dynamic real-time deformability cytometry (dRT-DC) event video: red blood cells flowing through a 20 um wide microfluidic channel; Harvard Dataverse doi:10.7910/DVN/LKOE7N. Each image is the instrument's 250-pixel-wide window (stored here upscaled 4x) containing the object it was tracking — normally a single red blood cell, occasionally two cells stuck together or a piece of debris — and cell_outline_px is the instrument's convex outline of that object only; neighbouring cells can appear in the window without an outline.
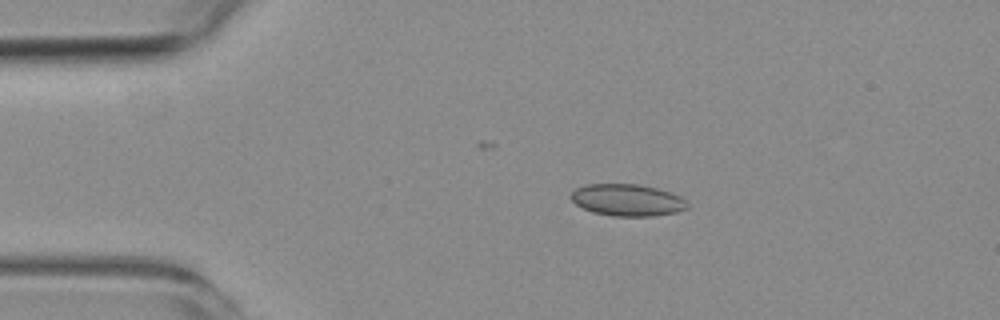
{"species": "common noctule bat (a hibernating species)", "species_latin": "Nyctalus noctula", "temperature_condition": "room temperature", "stored_images_in_passage": 3, "camera_frame_rate_fps": 3000, "um_per_image_px": 0.085, "animal": {"sex": "female", "body_mass_g": 19.3, "forearm_length_mm": 54.1}, "frame": {"image": 1, "passage_image": 1, "time_ms": 0.0, "image_size_px": [1000, 320], "cell_outline_px": [[688, 208], [676, 212], [652, 216], [612, 216], [592, 212], [576, 204], [568, 196], [576, 188], [584, 184], [640, 184], [656, 188], [680, 196], [688, 204]], "centroid_in_image_um": [53.29, 17.0], "position_along_channel_um": 31.7, "area_um2": 21.62}}
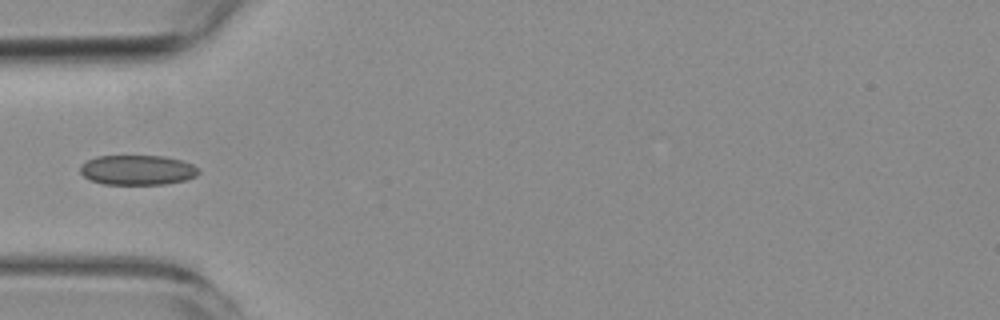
{"frame": {"image": 2, "passage_image": 3, "time_ms": 2.333, "image_size_px": [1000, 320], "cell_outline_px": [[200, 172], [196, 176], [184, 180], [164, 184], [104, 184], [92, 180], [84, 176], [80, 172], [80, 164], [96, 156], [164, 156], [184, 160], [200, 168]], "centroid_in_image_um": [11.71, 14.44], "position_along_channel_um": 73.3, "area_um2": 20.69}}